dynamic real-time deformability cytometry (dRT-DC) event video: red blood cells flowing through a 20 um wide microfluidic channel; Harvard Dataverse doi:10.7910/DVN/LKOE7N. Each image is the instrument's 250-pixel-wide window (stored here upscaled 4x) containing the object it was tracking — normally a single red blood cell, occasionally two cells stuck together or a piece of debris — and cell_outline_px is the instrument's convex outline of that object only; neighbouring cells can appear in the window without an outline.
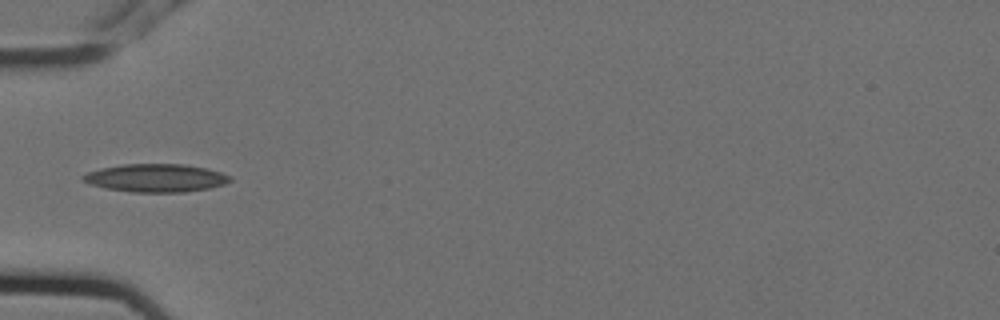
{"species": "Egyptian fruit bat (a non-hibernating species)", "species_latin": "Rousettus aegyptiacus", "temperature_condition": "cold", "stored_images_in_passage": 6, "camera_frame_rate_fps": 3000, "um_per_image_px": 0.085, "animal": {"sex": "female"}, "frame": {"image": 1, "passage_image": 6, "time_ms": 1.667, "image_size_px": [1000, 320], "cell_outline_px": [[232, 180], [224, 184], [208, 188], [184, 192], [132, 192], [104, 188], [80, 180], [80, 176], [88, 172], [100, 168], [124, 164], [184, 164], [208, 168], [232, 176]], "centroid_in_image_um": [13.24, 15.12], "position_along_channel_um": 71.8, "area_um2": 24.16}}